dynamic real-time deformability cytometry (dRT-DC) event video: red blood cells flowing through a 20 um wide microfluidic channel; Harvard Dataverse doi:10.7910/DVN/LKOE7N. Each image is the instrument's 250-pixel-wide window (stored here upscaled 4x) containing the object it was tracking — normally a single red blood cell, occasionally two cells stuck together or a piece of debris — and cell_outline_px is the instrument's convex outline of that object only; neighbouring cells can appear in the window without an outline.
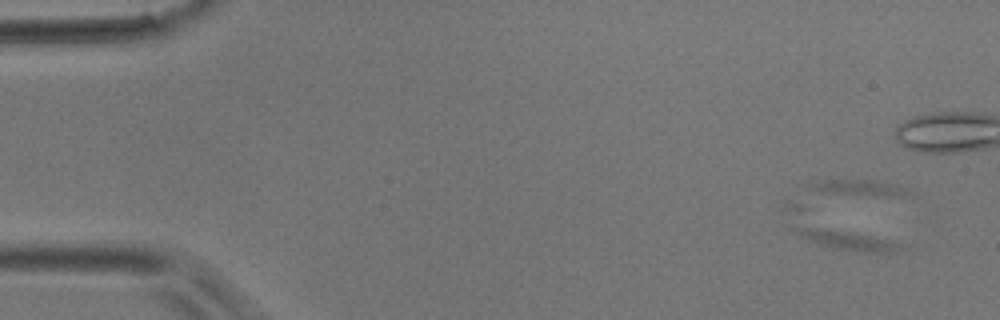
{"species": "common noctule bat (a hibernating species)", "species_latin": "Nyctalus noctula", "temperature_condition": "room temperature", "stored_images_in_passage": 7, "camera_frame_rate_fps": 3000, "um_per_image_px": 0.085, "animal": {"sex": "male", "body_mass_g": 17.9}, "frame": {"image": 1, "passage_image": 2, "time_ms": 0.333, "image_size_px": [1000, 320], "cell_outline_px": [[904, 248], [896, 252], [856, 252], [832, 248], [808, 240], [800, 236], [796, 232], [796, 228], [804, 224], [848, 232], [888, 240], [904, 244]], "centroid_in_image_um": [72.01, 20.42], "position_along_channel_um": 13.0, "area_um2": 11.73}}